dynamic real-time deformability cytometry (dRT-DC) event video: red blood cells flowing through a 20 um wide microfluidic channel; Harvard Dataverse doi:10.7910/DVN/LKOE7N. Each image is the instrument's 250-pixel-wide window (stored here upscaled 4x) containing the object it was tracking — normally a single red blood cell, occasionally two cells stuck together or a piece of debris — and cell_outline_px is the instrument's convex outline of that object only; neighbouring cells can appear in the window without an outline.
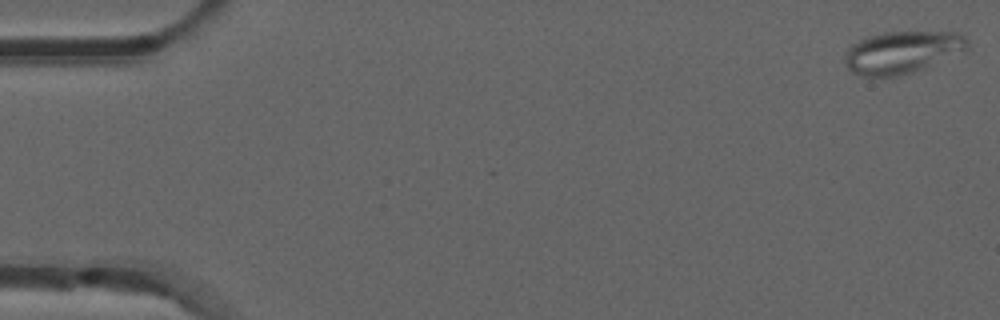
{"species": "common noctule bat (a hibernating species)", "species_latin": "Nyctalus noctula", "temperature_condition": "room temperature", "stored_images_in_passage": 52, "camera_frame_rate_fps": 3000, "um_per_image_px": 0.085, "animal": {"sex": "male", "forearm_length_mm": 52.5}, "frame": {"image": 1, "passage_image": 1, "time_ms": 0.0, "image_size_px": [1000, 320], "cell_outline_px": [[968, 48], [924, 68], [912, 72], [896, 76], [864, 76], [852, 72], [848, 68], [844, 60], [848, 48], [852, 44], [868, 36], [884, 32], [956, 32], [964, 36], [968, 40]], "centroid_in_image_um": [76.66, 4.43], "position_along_channel_um": 8.3, "area_um2": 29.77}}
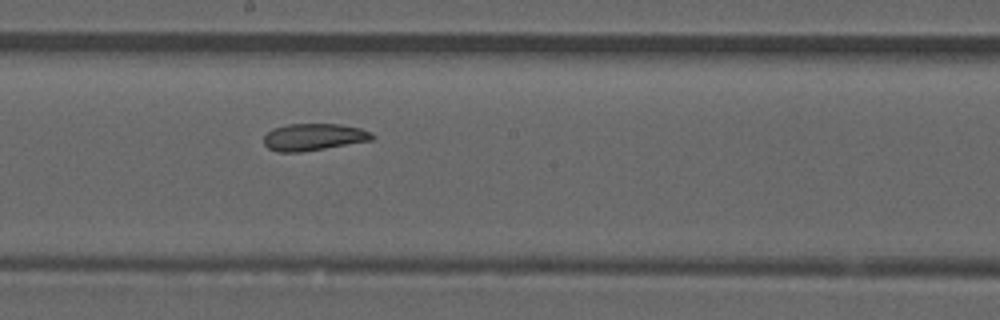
{"frame": {"image": 2, "passage_image": 29, "time_ms": 9.333, "image_size_px": [1000, 320], "cell_outline_px": [[376, 136], [372, 140], [300, 152], [276, 152], [268, 148], [264, 144], [264, 136], [272, 128], [288, 124], [340, 124], [360, 128], [372, 132]], "centroid_in_image_um": [26.65, 11.64], "position_along_channel_um": 221.5, "area_um2": 17.05}}
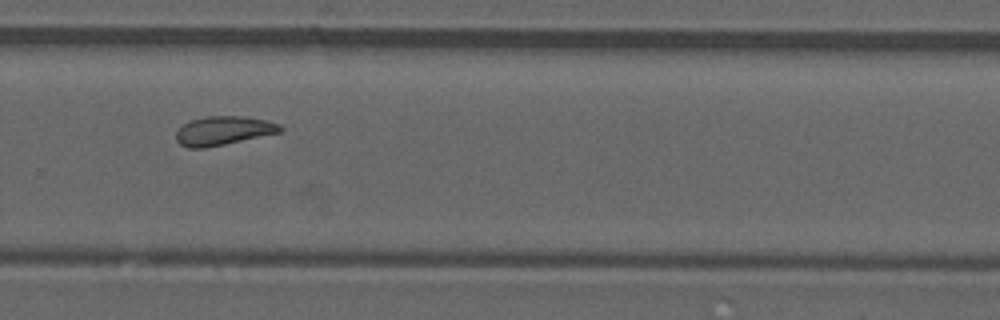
{"frame": {"image": 3, "passage_image": 36, "time_ms": 11.667, "image_size_px": [1000, 320], "cell_outline_px": [[284, 128], [280, 132], [224, 144], [204, 148], [188, 148], [180, 144], [176, 140], [176, 132], [184, 124], [192, 120], [208, 116], [240, 116], [268, 120], [280, 124]], "centroid_in_image_um": [19.0, 11.11], "position_along_channel_um": 310.8, "area_um2": 17.34}}